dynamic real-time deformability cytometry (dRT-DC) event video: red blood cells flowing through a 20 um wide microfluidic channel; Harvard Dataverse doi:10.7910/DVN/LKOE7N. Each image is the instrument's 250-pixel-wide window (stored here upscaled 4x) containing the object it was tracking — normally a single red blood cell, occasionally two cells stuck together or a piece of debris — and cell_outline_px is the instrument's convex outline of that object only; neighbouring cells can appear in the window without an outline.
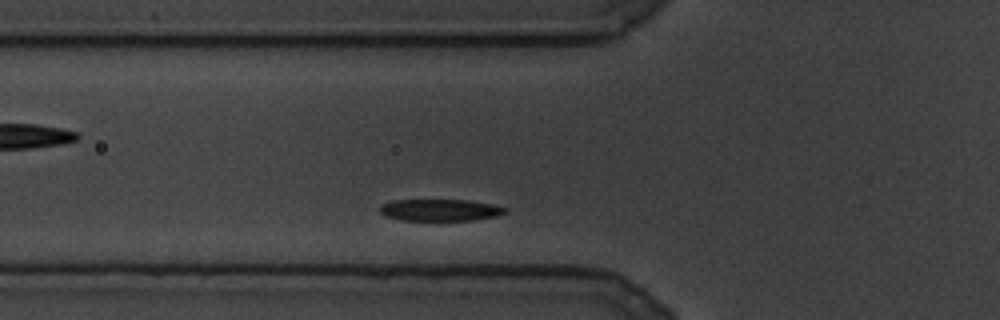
{"species": "common noctule bat (a hibernating species)", "species_latin": "Nyctalus noctula", "temperature_condition": "cold", "stored_images_in_passage": 66, "camera_frame_rate_fps": 3000, "um_per_image_px": 0.085, "animal": {"sex": "male", "body_mass_g": 19.5, "forearm_length_mm": 54.6}, "frame": {"image": 1, "passage_image": 6, "time_ms": 1.667, "image_size_px": [1000, 320], "cell_outline_px": [[508, 212], [500, 216], [472, 220], [404, 220], [384, 216], [380, 212], [380, 204], [392, 200], [468, 200], [492, 204], [508, 208]], "centroid_in_image_um": [37.44, 17.85], "position_along_channel_um": 88.4, "area_um2": 16.07}}
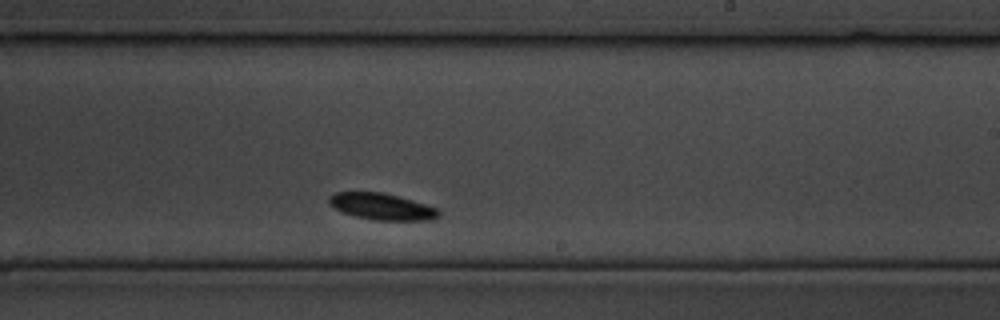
{"frame": {"image": 2, "passage_image": 36, "time_ms": 11.667, "image_size_px": [1000, 320], "cell_outline_px": [[440, 216], [432, 220], [376, 220], [356, 216], [344, 212], [328, 204], [328, 196], [332, 192], [384, 192], [412, 200], [436, 208], [440, 212]], "centroid_in_image_um": [32.44, 17.55], "position_along_channel_um": 256.6, "area_um2": 16.88}}
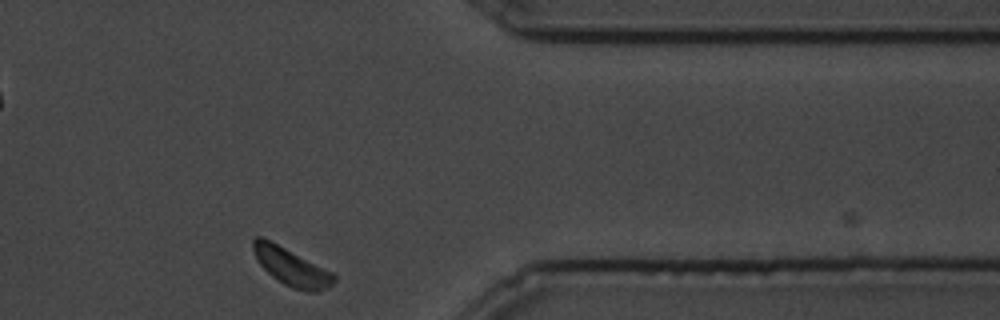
{"frame": {"image": 3, "passage_image": 61, "time_ms": 20.0, "image_size_px": [1000, 320], "cell_outline_px": [[336, 280], [328, 288], [316, 292], [308, 292], [292, 288], [284, 284], [272, 276], [256, 260], [252, 248], [252, 240], [256, 236], [260, 236], [332, 272], [336, 276]], "centroid_in_image_um": [24.76, 22.71], "position_along_channel_um": 386.6, "area_um2": 17.34}}